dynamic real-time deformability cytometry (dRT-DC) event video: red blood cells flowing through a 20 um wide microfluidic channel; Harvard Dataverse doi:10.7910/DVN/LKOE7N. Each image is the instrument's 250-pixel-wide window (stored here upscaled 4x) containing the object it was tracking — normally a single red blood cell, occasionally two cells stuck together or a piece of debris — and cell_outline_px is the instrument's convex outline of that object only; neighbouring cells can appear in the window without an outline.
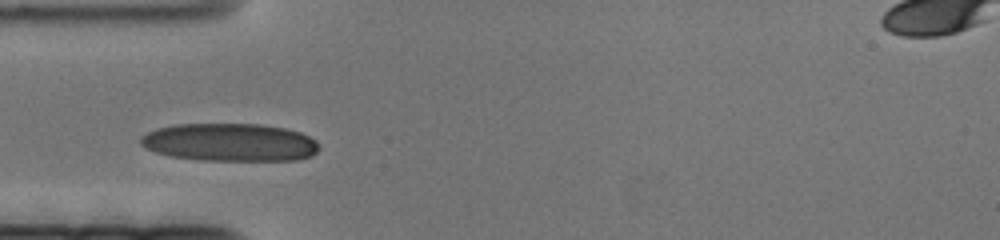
{"species": "human", "species_latin": "Homo sapiens", "temperature_condition": "cold", "stored_images_in_passage": 41, "camera_frame_rate_fps": 3000, "um_per_image_px": 0.085, "donor": {"sex": "female"}, "frame": {"image": 1, "passage_image": 1, "time_ms": 0.0, "image_size_px": [1000, 240], "cell_outline_px": [[320, 148], [312, 156], [296, 160], [200, 160], [168, 156], [156, 152], [140, 144], [140, 136], [156, 128], [176, 124], [260, 124], [284, 128], [300, 132], [316, 140]], "centroid_in_image_um": [19.54, 12.1], "position_along_channel_um": 65.5, "area_um2": 39.54}}
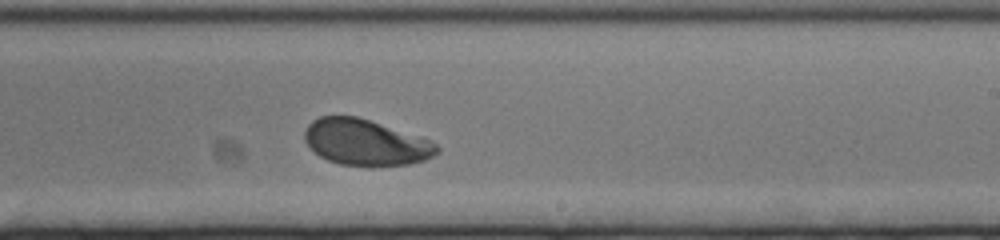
{"frame": {"image": 2, "passage_image": 24, "time_ms": 7.667, "image_size_px": [1000, 240], "cell_outline_px": [[440, 152], [424, 160], [408, 164], [372, 168], [368, 168], [340, 164], [328, 160], [320, 156], [304, 140], [304, 132], [308, 124], [312, 120], [320, 116], [356, 116], [432, 140], [440, 148]], "centroid_in_image_um": [31.09, 12.13], "position_along_channel_um": 257.9, "area_um2": 35.84}}
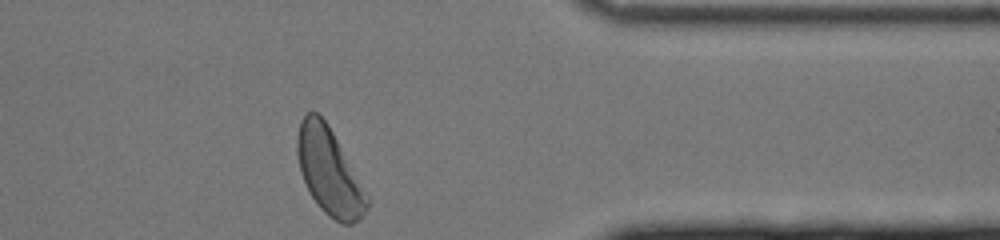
{"frame": {"image": 3, "passage_image": 41, "time_ms": 13.333, "image_size_px": [1000, 240], "cell_outline_px": [[368, 208], [352, 224], [340, 224], [328, 216], [320, 208], [312, 196], [300, 172], [296, 152], [296, 136], [300, 120], [308, 112], [316, 112], [328, 124], [368, 192]], "centroid_in_image_um": [27.98, 14.57], "position_along_channel_um": 383.4, "area_um2": 35.26}}